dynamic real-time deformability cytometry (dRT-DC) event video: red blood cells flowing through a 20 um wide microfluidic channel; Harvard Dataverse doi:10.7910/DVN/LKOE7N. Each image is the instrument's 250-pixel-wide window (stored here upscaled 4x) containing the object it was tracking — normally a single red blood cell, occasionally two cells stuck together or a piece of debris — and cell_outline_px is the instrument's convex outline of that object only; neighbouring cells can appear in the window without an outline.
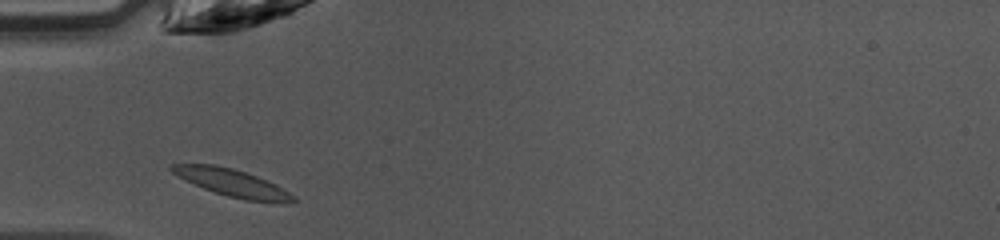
{"species": "common noctule bat (a hibernating species)", "species_latin": "Nyctalus noctula", "temperature_condition": "warm", "stored_images_in_passage": 26, "camera_frame_rate_fps": 3000, "um_per_image_px": 0.085, "animal": {"sex": "female", "body_mass_g": 10.0, "forearm_length_mm": 53.1}, "frame": {"image": 1, "passage_image": 1, "time_ms": 0.0, "image_size_px": [1000, 240], "cell_outline_px": [[296, 200], [288, 204], [280, 204], [244, 200], [228, 196], [204, 188], [172, 172], [168, 168], [168, 164], [216, 164], [232, 168], [256, 176], [276, 184], [296, 196]], "centroid_in_image_um": [19.83, 15.56], "position_along_channel_um": 65.2, "area_um2": 19.36}}
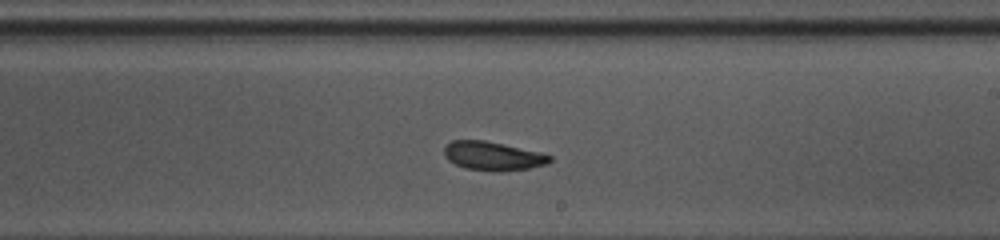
{"frame": {"image": 2, "passage_image": 14, "time_ms": 4.333, "image_size_px": [1000, 240], "cell_outline_px": [[552, 160], [548, 164], [528, 168], [468, 168], [456, 164], [448, 160], [444, 156], [444, 148], [452, 140], [484, 140], [544, 152], [552, 156]], "centroid_in_image_um": [41.93, 13.19], "position_along_channel_um": 247.1, "area_um2": 16.94}}
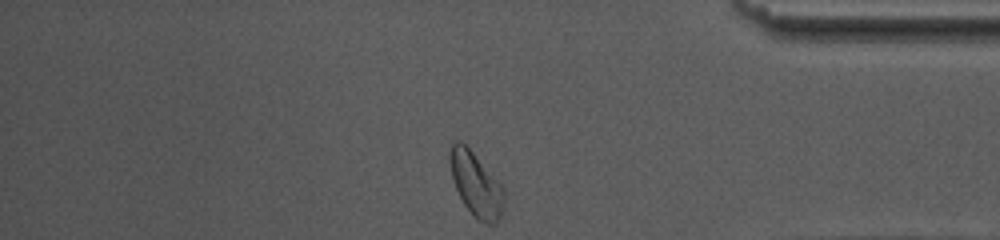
{"frame": {"image": 3, "passage_image": 26, "time_ms": 8.333, "image_size_px": [1000, 240], "cell_outline_px": [[504, 204], [500, 216], [496, 224], [488, 224], [480, 220], [464, 204], [456, 188], [452, 176], [448, 156], [452, 144], [456, 140], [460, 140], [472, 152], [500, 184], [504, 192]], "centroid_in_image_um": [40.44, 15.66], "position_along_channel_um": 394.8, "area_um2": 19.54}, "authors_computed_cell_mechanics": {"area_um2": 18.0336, "velocity_mm_per_s": 4.2042, "shape_relaxation_time_tau1_ms": 1.9897, "shape_relaxation_time_tau2_ms": 1.9896, "deformation_change_tau1": 0.1006, "deformation_change_tau2": 0.0477}}